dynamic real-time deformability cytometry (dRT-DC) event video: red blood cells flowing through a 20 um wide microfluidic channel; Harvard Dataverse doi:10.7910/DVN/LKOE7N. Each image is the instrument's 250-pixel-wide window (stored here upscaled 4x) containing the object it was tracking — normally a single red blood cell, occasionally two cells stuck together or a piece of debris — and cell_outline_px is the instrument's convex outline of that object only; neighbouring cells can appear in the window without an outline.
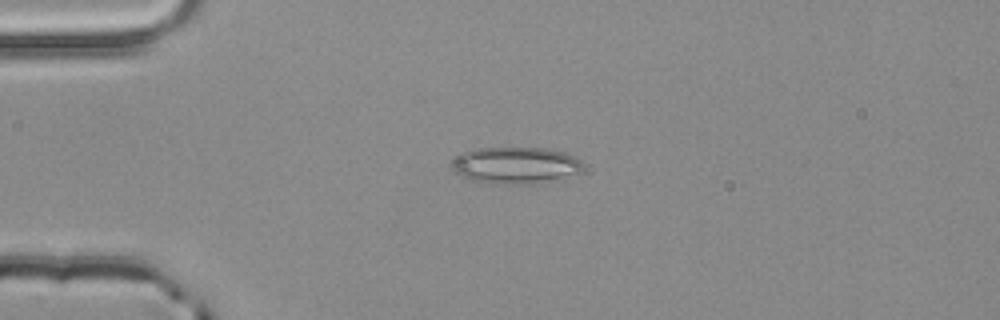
{"species": "common noctule bat (a hibernating species)", "species_latin": "Nyctalus noctula", "temperature_condition": "room temperature", "stored_images_in_passage": 45, "camera_frame_rate_fps": 3000, "um_per_image_px": 0.085, "animal": {"sex": "male", "body_mass_g": 20.4}, "frame": {"image": 1, "passage_image": 4, "time_ms": 1.0, "image_size_px": [1000, 320], "cell_outline_px": [[584, 172], [536, 184], [496, 184], [472, 180], [460, 176], [452, 172], [448, 168], [448, 164], [460, 152], [476, 148], [548, 148], [564, 152], [576, 156], [584, 164]], "centroid_in_image_um": [43.79, 14.05], "position_along_channel_um": 41.2, "area_um2": 28.9}}
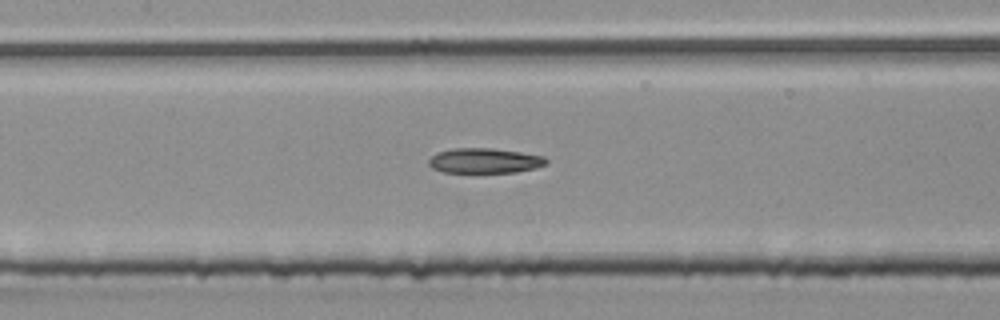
{"frame": {"image": 2, "passage_image": 16, "time_ms": 5.0, "image_size_px": [1000, 320], "cell_outline_px": [[548, 164], [536, 168], [516, 172], [444, 172], [432, 168], [428, 164], [428, 160], [436, 152], [452, 148], [492, 148], [520, 152], [544, 156], [548, 160]], "centroid_in_image_um": [41.2, 13.65], "position_along_channel_um": 166.2, "area_um2": 17.22}}
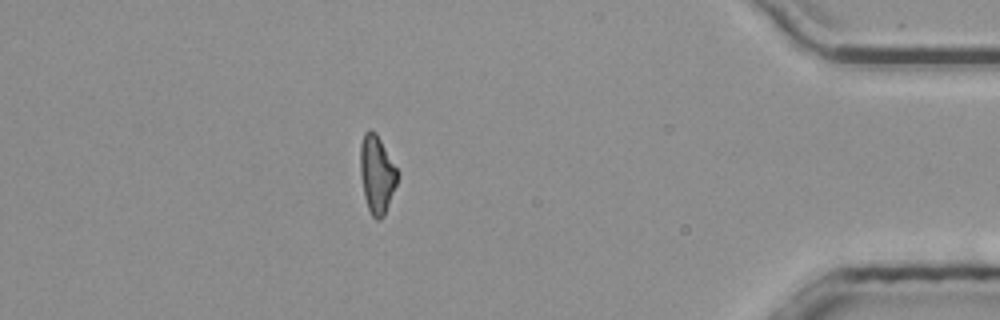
{"frame": {"image": 3, "passage_image": 38, "time_ms": 12.333, "image_size_px": [1000, 320], "cell_outline_px": [[396, 184], [384, 216], [380, 220], [376, 220], [372, 216], [368, 208], [364, 196], [360, 172], [360, 144], [364, 132], [376, 132], [396, 168]], "centroid_in_image_um": [32.0, 14.84], "position_along_channel_um": 403.2, "area_um2": 16.47}}